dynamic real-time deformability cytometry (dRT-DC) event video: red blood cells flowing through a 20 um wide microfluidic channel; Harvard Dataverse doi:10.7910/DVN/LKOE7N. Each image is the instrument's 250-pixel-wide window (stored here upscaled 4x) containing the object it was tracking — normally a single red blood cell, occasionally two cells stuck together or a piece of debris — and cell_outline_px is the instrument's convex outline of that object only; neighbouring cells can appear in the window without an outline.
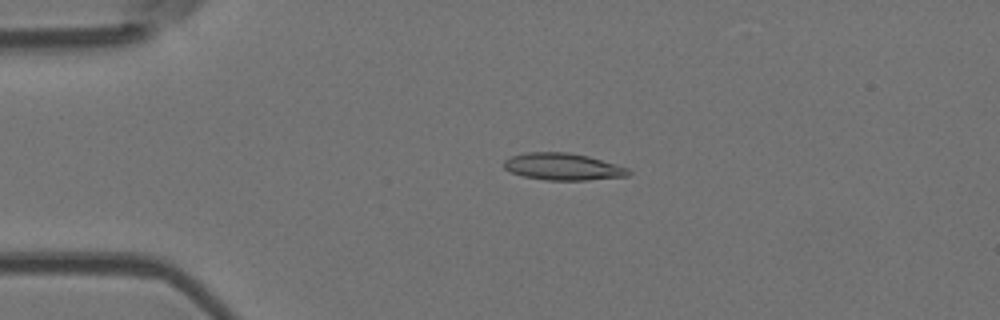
{"species": "Egyptian fruit bat (a non-hibernating species)", "species_latin": "Rousettus aegyptiacus", "temperature_condition": "room temperature", "stored_images_in_passage": 53, "camera_frame_rate_fps": 3000, "um_per_image_px": 0.085, "animal": {"sex": "female"}, "frame": {"image": 1, "passage_image": 12, "time_ms": 3.667, "image_size_px": [1000, 320], "cell_outline_px": [[632, 172], [628, 176], [588, 180], [548, 180], [524, 176], [512, 172], [504, 168], [504, 160], [512, 156], [528, 152], [568, 152], [588, 156], [616, 164], [628, 168]], "centroid_in_image_um": [47.88, 14.16], "position_along_channel_um": 37.1, "area_um2": 19.48}}
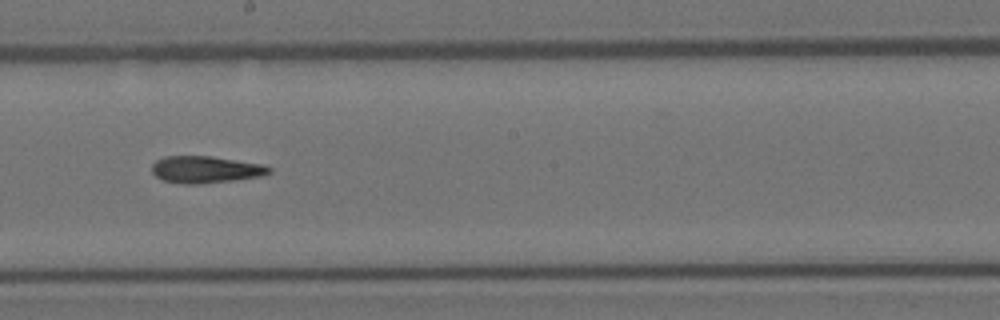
{"frame": {"image": 2, "passage_image": 30, "time_ms": 9.667, "image_size_px": [1000, 320], "cell_outline_px": [[272, 172], [264, 176], [232, 180], [196, 184], [184, 184], [160, 180], [152, 172], [152, 164], [156, 160], [164, 156], [208, 156], [264, 164], [272, 168]], "centroid_in_image_um": [17.48, 14.41], "position_along_channel_um": 230.7, "area_um2": 18.5}}
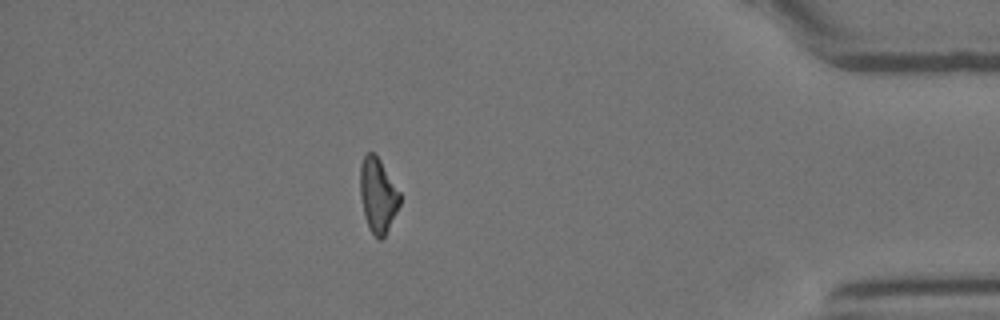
{"frame": {"image": 3, "passage_image": 47, "time_ms": 15.333, "image_size_px": [1000, 320], "cell_outline_px": [[400, 204], [384, 236], [380, 240], [368, 228], [364, 216], [360, 196], [360, 164], [364, 156], [368, 152], [376, 152], [400, 192]], "centroid_in_image_um": [32.1, 16.55], "position_along_channel_um": 403.1, "area_um2": 17.28}, "authors_computed_cell_mechanics": {"area_um2": 18.496, "velocity_mm_per_s": 3.8032, "shape_relaxation_time_tau1_ms": null, "shape_relaxation_time_tau2_ms": 6.2741, "deformation_change_tau1": null, "deformation_change_tau2": 0.1782}}